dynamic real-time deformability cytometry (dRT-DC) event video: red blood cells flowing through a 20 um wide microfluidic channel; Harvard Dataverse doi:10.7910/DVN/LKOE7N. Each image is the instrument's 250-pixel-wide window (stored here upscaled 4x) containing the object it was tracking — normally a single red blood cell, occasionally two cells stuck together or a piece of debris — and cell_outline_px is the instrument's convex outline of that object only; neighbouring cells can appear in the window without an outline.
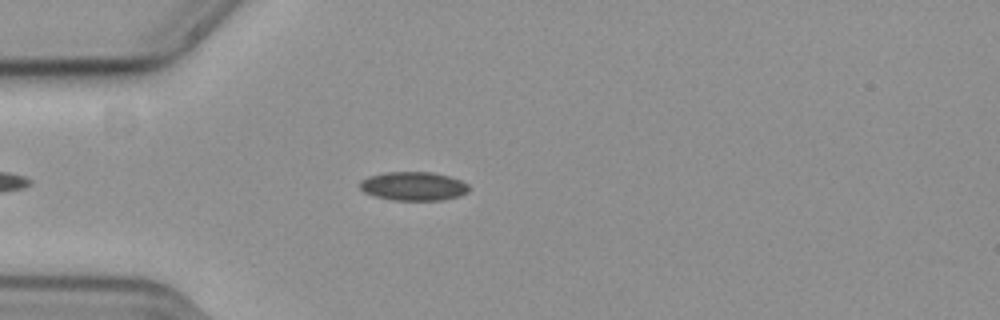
{"species": "common noctule bat (a hibernating species)", "species_latin": "Nyctalus noctula", "temperature_condition": "cold", "stored_images_in_passage": 49, "camera_frame_rate_fps": 3000, "um_per_image_px": 0.085, "animal": {"sex": "female", "body_mass_g": 19.3, "forearm_length_mm": 54.1}, "frame": {"image": 1, "passage_image": 8, "time_ms": 2.333, "image_size_px": [1000, 320], "cell_outline_px": [[468, 192], [460, 196], [444, 200], [392, 200], [372, 196], [364, 192], [360, 188], [360, 180], [368, 176], [384, 172], [432, 172], [448, 176], [460, 180], [468, 184]], "centroid_in_image_um": [35.12, 15.83], "position_along_channel_um": 49.9, "area_um2": 18.44}}
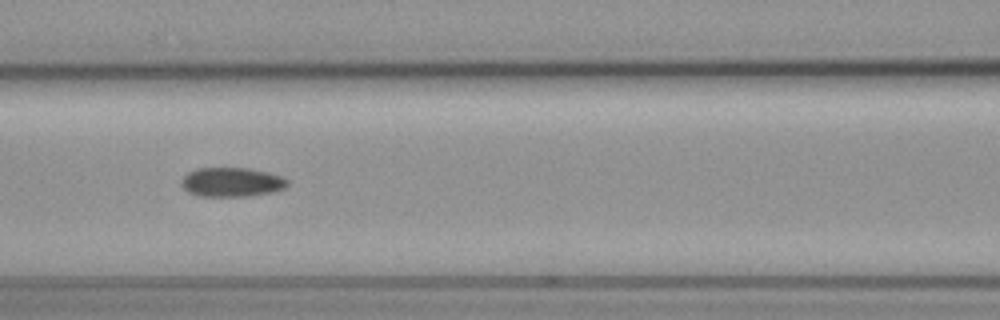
{"frame": {"image": 2, "passage_image": 17, "time_ms": 5.333, "image_size_px": [1000, 320], "cell_outline_px": [[288, 184], [284, 188], [272, 192], [244, 196], [200, 196], [188, 192], [184, 188], [184, 176], [188, 172], [196, 168], [248, 168], [268, 172], [280, 176], [288, 180]], "centroid_in_image_um": [19.71, 15.47], "position_along_channel_um": 146.9, "area_um2": 17.8}}
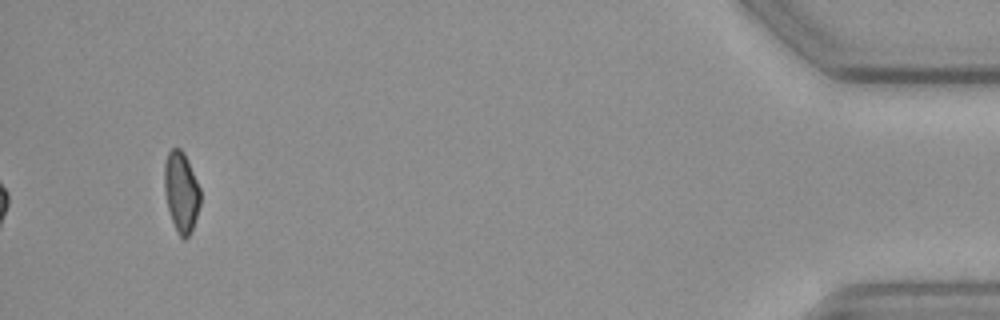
{"frame": {"image": 3, "passage_image": 46, "time_ms": 15.0, "image_size_px": [1000, 320], "cell_outline_px": [[200, 204], [192, 228], [188, 236], [184, 240], [176, 232], [168, 208], [164, 188], [164, 164], [168, 152], [172, 148], [180, 148], [184, 152], [188, 160], [200, 188]], "centroid_in_image_um": [15.4, 16.29], "position_along_channel_um": 419.8, "area_um2": 16.76}, "authors_computed_cell_mechanics": {"area_um2": 17.9758, "velocity_mm_per_s": 3.658, "shape_relaxation_time_tau1_ms": 9.9865, "shape_relaxation_time_tau2_ms": 6.8323, "deformation_change_tau1": 0.133, "deformation_change_tau2": 0.1196}}